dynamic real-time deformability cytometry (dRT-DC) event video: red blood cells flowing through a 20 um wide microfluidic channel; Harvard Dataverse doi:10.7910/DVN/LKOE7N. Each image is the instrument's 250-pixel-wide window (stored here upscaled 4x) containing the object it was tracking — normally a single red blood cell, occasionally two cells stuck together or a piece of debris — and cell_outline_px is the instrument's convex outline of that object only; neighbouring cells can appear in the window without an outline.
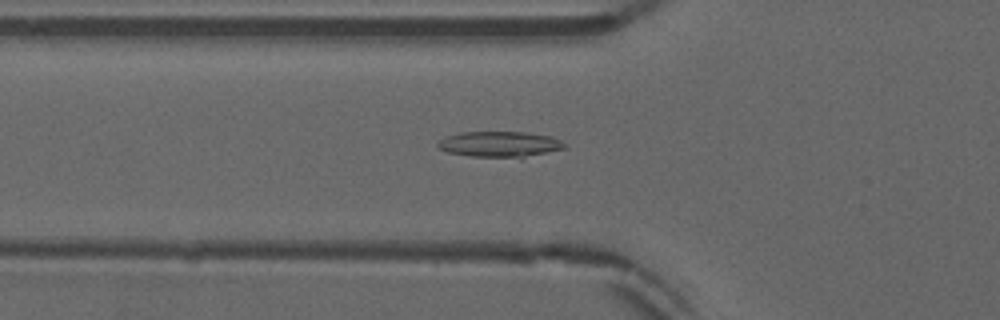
{"species": "common noctule bat (a hibernating species)", "species_latin": "Nyctalus noctula", "temperature_condition": "warm", "stored_images_in_passage": 36, "camera_frame_rate_fps": 3000, "um_per_image_px": 0.085, "animal": {"sex": "male", "forearm_length_mm": 52.5}, "frame": {"image": 1, "passage_image": 2, "time_ms": 0.333, "image_size_px": [1000, 320], "cell_outline_px": [[564, 148], [520, 160], [472, 156], [448, 152], [440, 148], [436, 144], [440, 140], [448, 136], [460, 132], [524, 132], [552, 136], [560, 140], [564, 144]], "centroid_in_image_um": [42.53, 12.29], "position_along_channel_um": 83.3, "area_um2": 19.42}}
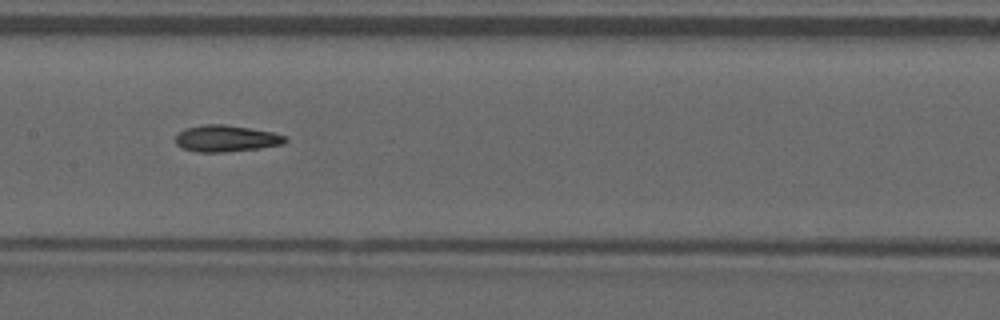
{"frame": {"image": 2, "passage_image": 10, "time_ms": 3.0, "image_size_px": [1000, 320], "cell_outline_px": [[288, 140], [284, 144], [260, 148], [224, 152], [196, 152], [180, 148], [176, 144], [176, 136], [184, 128], [204, 124], [224, 124], [272, 132], [288, 136]], "centroid_in_image_um": [19.22, 11.77], "position_along_channel_um": 188.2, "area_um2": 17.11}}
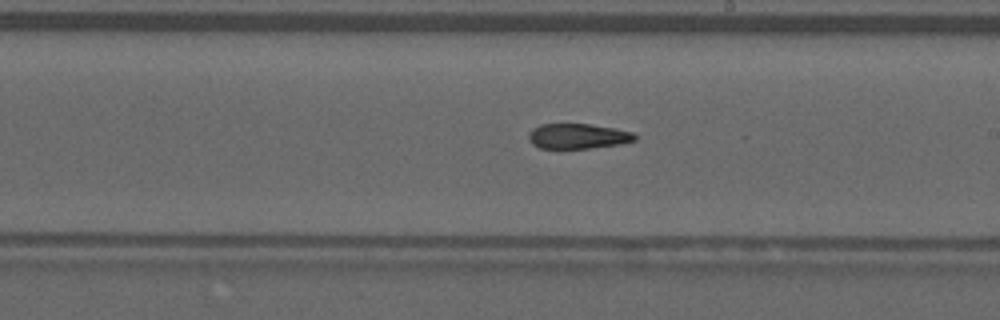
{"frame": {"image": 3, "passage_image": 14, "time_ms": 4.333, "image_size_px": [1000, 320], "cell_outline_px": [[636, 140], [620, 144], [588, 148], [540, 148], [532, 144], [528, 136], [528, 132], [532, 128], [540, 124], [588, 124], [612, 128], [632, 132], [636, 136]], "centroid_in_image_um": [49.08, 11.57], "position_along_channel_um": 239.9, "area_um2": 15.43}, "authors_computed_cell_mechanics": {"area_um2": 16.473, "velocity_mm_per_s": 3.9077, "shape_relaxation_time_tau1_ms": null, "shape_relaxation_time_tau2_ms": 2.8115, "deformation_change_tau1": null, "deformation_change_tau2": 0.1027}}